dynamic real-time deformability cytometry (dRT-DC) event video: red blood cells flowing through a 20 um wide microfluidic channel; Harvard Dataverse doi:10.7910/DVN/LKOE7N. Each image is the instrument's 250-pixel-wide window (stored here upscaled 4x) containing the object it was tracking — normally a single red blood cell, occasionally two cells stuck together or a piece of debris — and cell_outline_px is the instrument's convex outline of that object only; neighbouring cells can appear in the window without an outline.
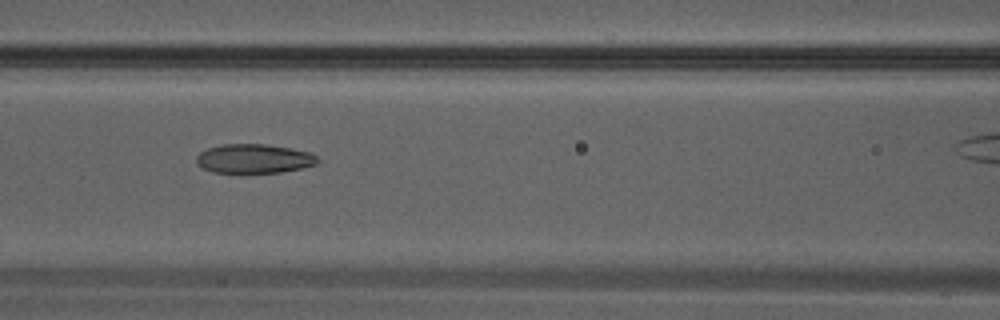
{"species": "Egyptian fruit bat (a non-hibernating species)", "species_latin": "Rousettus aegyptiacus", "temperature_condition": "warm", "stored_images_in_passage": 19, "camera_frame_rate_fps": 3000, "um_per_image_px": 0.085, "animal": {"sex": "male"}, "frame": {"image": 1, "passage_image": 6, "time_ms": 1.667, "image_size_px": [1000, 320], "cell_outline_px": [[320, 160], [316, 164], [300, 168], [280, 172], [212, 172], [196, 164], [196, 156], [200, 152], [208, 148], [224, 144], [268, 144], [292, 148], [308, 152], [316, 156]], "centroid_in_image_um": [21.58, 13.47], "position_along_channel_um": 145.0, "area_um2": 20.46}}
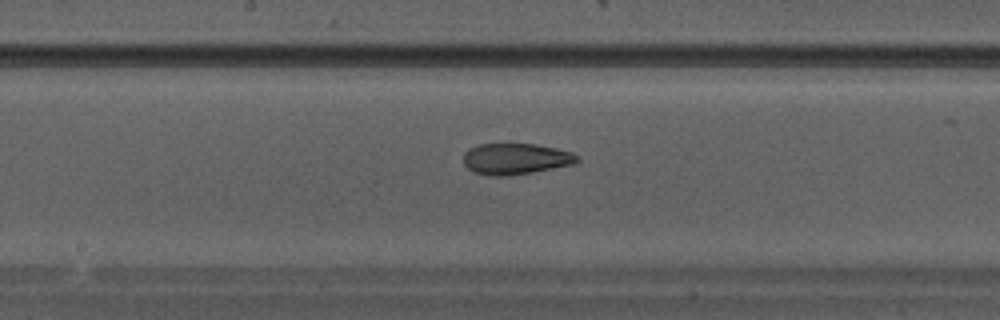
{"frame": {"image": 2, "passage_image": 9, "time_ms": 2.667, "image_size_px": [1000, 320], "cell_outline_px": [[580, 160], [572, 164], [532, 172], [508, 176], [492, 176], [476, 172], [468, 168], [464, 164], [464, 152], [468, 148], [480, 144], [532, 144], [556, 148], [572, 152], [580, 156]], "centroid_in_image_um": [43.83, 13.5], "position_along_channel_um": 204.4, "area_um2": 20.52}}